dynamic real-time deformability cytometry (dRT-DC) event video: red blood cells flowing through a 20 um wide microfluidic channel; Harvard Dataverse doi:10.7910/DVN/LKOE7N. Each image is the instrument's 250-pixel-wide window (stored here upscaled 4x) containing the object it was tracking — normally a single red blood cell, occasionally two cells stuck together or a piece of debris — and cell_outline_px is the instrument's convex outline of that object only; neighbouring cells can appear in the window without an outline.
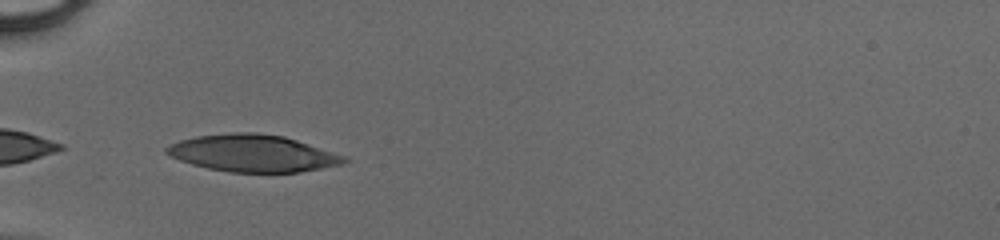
{"species": "human", "species_latin": "Homo sapiens", "temperature_condition": "cold", "stored_images_in_passage": 16, "camera_frame_rate_fps": 3000, "um_per_image_px": 0.085, "donor": {"sex": "male"}, "frame": {"image": 1, "passage_image": 1, "time_ms": 0.0, "image_size_px": [1000, 240], "cell_outline_px": [[348, 160], [340, 164], [300, 172], [228, 172], [208, 168], [192, 164], [180, 160], [164, 152], [164, 148], [180, 140], [196, 136], [232, 132], [256, 132], [284, 136], [344, 156]], "centroid_in_image_um": [21.44, 13.02], "position_along_channel_um": 63.6, "area_um2": 37.92}}
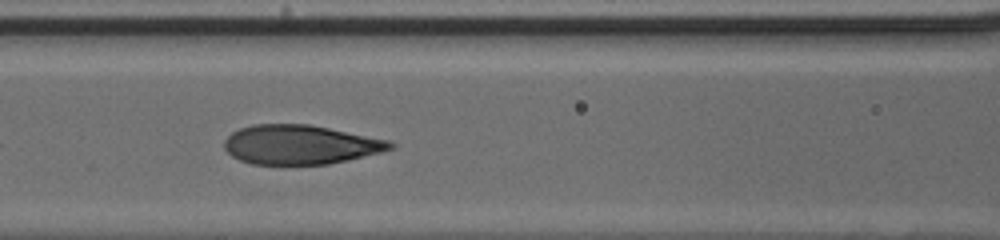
{"frame": {"image": 2, "passage_image": 7, "time_ms": 2.0, "image_size_px": [1000, 240], "cell_outline_px": [[396, 144], [392, 148], [380, 152], [348, 160], [328, 164], [252, 164], [240, 160], [232, 156], [224, 148], [224, 140], [232, 132], [240, 128], [252, 124], [308, 124], [392, 140]], "centroid_in_image_um": [25.53, 12.29], "position_along_channel_um": 141.1, "area_um2": 38.03}}
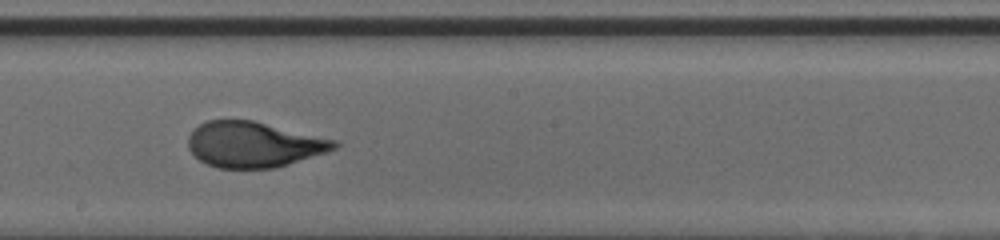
{"frame": {"image": 3, "passage_image": 13, "time_ms": 4.0, "image_size_px": [1000, 240], "cell_outline_px": [[340, 144], [336, 148], [288, 164], [272, 168], [216, 168], [200, 160], [188, 148], [188, 136], [200, 124], [208, 120], [252, 120], [336, 140]], "centroid_in_image_um": [21.54, 12.28], "position_along_channel_um": 226.7, "area_um2": 38.32}}